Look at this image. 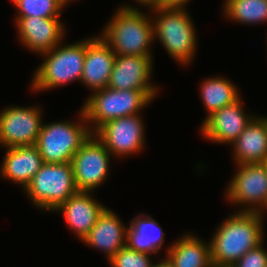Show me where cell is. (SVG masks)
<instances>
[{"mask_svg":"<svg viewBox=\"0 0 267 267\" xmlns=\"http://www.w3.org/2000/svg\"><path fill=\"white\" fill-rule=\"evenodd\" d=\"M224 12L236 22H267V0H226Z\"/></svg>","mask_w":267,"mask_h":267,"instance_id":"23","label":"cell"},{"mask_svg":"<svg viewBox=\"0 0 267 267\" xmlns=\"http://www.w3.org/2000/svg\"><path fill=\"white\" fill-rule=\"evenodd\" d=\"M237 267H267V252L262 243L247 251L236 263Z\"/></svg>","mask_w":267,"mask_h":267,"instance_id":"26","label":"cell"},{"mask_svg":"<svg viewBox=\"0 0 267 267\" xmlns=\"http://www.w3.org/2000/svg\"><path fill=\"white\" fill-rule=\"evenodd\" d=\"M238 99L215 111L202 124V133L207 139L218 143H233L254 118L245 115Z\"/></svg>","mask_w":267,"mask_h":267,"instance_id":"13","label":"cell"},{"mask_svg":"<svg viewBox=\"0 0 267 267\" xmlns=\"http://www.w3.org/2000/svg\"><path fill=\"white\" fill-rule=\"evenodd\" d=\"M43 164L36 145L7 148L0 173L25 188Z\"/></svg>","mask_w":267,"mask_h":267,"instance_id":"19","label":"cell"},{"mask_svg":"<svg viewBox=\"0 0 267 267\" xmlns=\"http://www.w3.org/2000/svg\"><path fill=\"white\" fill-rule=\"evenodd\" d=\"M110 154L94 133L75 152L71 164L78 191L90 192L105 181Z\"/></svg>","mask_w":267,"mask_h":267,"instance_id":"8","label":"cell"},{"mask_svg":"<svg viewBox=\"0 0 267 267\" xmlns=\"http://www.w3.org/2000/svg\"><path fill=\"white\" fill-rule=\"evenodd\" d=\"M212 267H237L235 264H212Z\"/></svg>","mask_w":267,"mask_h":267,"instance_id":"30","label":"cell"},{"mask_svg":"<svg viewBox=\"0 0 267 267\" xmlns=\"http://www.w3.org/2000/svg\"><path fill=\"white\" fill-rule=\"evenodd\" d=\"M21 41L32 51L44 53L60 45L64 27L58 18L17 17Z\"/></svg>","mask_w":267,"mask_h":267,"instance_id":"14","label":"cell"},{"mask_svg":"<svg viewBox=\"0 0 267 267\" xmlns=\"http://www.w3.org/2000/svg\"><path fill=\"white\" fill-rule=\"evenodd\" d=\"M232 144L237 165L266 163L267 117L253 118Z\"/></svg>","mask_w":267,"mask_h":267,"instance_id":"18","label":"cell"},{"mask_svg":"<svg viewBox=\"0 0 267 267\" xmlns=\"http://www.w3.org/2000/svg\"><path fill=\"white\" fill-rule=\"evenodd\" d=\"M87 128L68 121L42 125L35 145L43 162H71L75 152L93 133Z\"/></svg>","mask_w":267,"mask_h":267,"instance_id":"7","label":"cell"},{"mask_svg":"<svg viewBox=\"0 0 267 267\" xmlns=\"http://www.w3.org/2000/svg\"><path fill=\"white\" fill-rule=\"evenodd\" d=\"M116 54L101 38L86 40V55L80 81L93 89L101 90L108 87Z\"/></svg>","mask_w":267,"mask_h":267,"instance_id":"15","label":"cell"},{"mask_svg":"<svg viewBox=\"0 0 267 267\" xmlns=\"http://www.w3.org/2000/svg\"><path fill=\"white\" fill-rule=\"evenodd\" d=\"M101 38L116 55L150 56L153 22L137 8L121 7L106 25Z\"/></svg>","mask_w":267,"mask_h":267,"instance_id":"2","label":"cell"},{"mask_svg":"<svg viewBox=\"0 0 267 267\" xmlns=\"http://www.w3.org/2000/svg\"><path fill=\"white\" fill-rule=\"evenodd\" d=\"M143 129L141 118L133 114L110 120L93 132L110 153L120 156L143 148Z\"/></svg>","mask_w":267,"mask_h":267,"instance_id":"11","label":"cell"},{"mask_svg":"<svg viewBox=\"0 0 267 267\" xmlns=\"http://www.w3.org/2000/svg\"><path fill=\"white\" fill-rule=\"evenodd\" d=\"M153 96L147 90H115L106 87L97 90L81 109L82 121H93L97 130L106 122L127 115L139 113V109L146 106Z\"/></svg>","mask_w":267,"mask_h":267,"instance_id":"4","label":"cell"},{"mask_svg":"<svg viewBox=\"0 0 267 267\" xmlns=\"http://www.w3.org/2000/svg\"><path fill=\"white\" fill-rule=\"evenodd\" d=\"M38 108L10 107L0 112V144L6 148L35 145L42 127Z\"/></svg>","mask_w":267,"mask_h":267,"instance_id":"10","label":"cell"},{"mask_svg":"<svg viewBox=\"0 0 267 267\" xmlns=\"http://www.w3.org/2000/svg\"><path fill=\"white\" fill-rule=\"evenodd\" d=\"M126 237L127 229L122 225L117 215L106 208L82 241L105 251L108 260H110L126 245Z\"/></svg>","mask_w":267,"mask_h":267,"instance_id":"17","label":"cell"},{"mask_svg":"<svg viewBox=\"0 0 267 267\" xmlns=\"http://www.w3.org/2000/svg\"><path fill=\"white\" fill-rule=\"evenodd\" d=\"M261 212L230 216L217 230L210 244L212 264H235L247 251L263 242Z\"/></svg>","mask_w":267,"mask_h":267,"instance_id":"1","label":"cell"},{"mask_svg":"<svg viewBox=\"0 0 267 267\" xmlns=\"http://www.w3.org/2000/svg\"><path fill=\"white\" fill-rule=\"evenodd\" d=\"M151 59V56L116 55L108 87L115 90H147L155 97L156 87L149 83Z\"/></svg>","mask_w":267,"mask_h":267,"instance_id":"12","label":"cell"},{"mask_svg":"<svg viewBox=\"0 0 267 267\" xmlns=\"http://www.w3.org/2000/svg\"><path fill=\"white\" fill-rule=\"evenodd\" d=\"M238 167L239 171L227 190L229 201L254 205V208L247 207L243 212H261L260 208L267 209V164H240Z\"/></svg>","mask_w":267,"mask_h":267,"instance_id":"9","label":"cell"},{"mask_svg":"<svg viewBox=\"0 0 267 267\" xmlns=\"http://www.w3.org/2000/svg\"><path fill=\"white\" fill-rule=\"evenodd\" d=\"M167 259L173 267H212L210 244L184 235L168 249Z\"/></svg>","mask_w":267,"mask_h":267,"instance_id":"20","label":"cell"},{"mask_svg":"<svg viewBox=\"0 0 267 267\" xmlns=\"http://www.w3.org/2000/svg\"><path fill=\"white\" fill-rule=\"evenodd\" d=\"M150 255L134 251L125 245L110 260L112 267H151Z\"/></svg>","mask_w":267,"mask_h":267,"instance_id":"25","label":"cell"},{"mask_svg":"<svg viewBox=\"0 0 267 267\" xmlns=\"http://www.w3.org/2000/svg\"><path fill=\"white\" fill-rule=\"evenodd\" d=\"M13 3H14V5L16 6L20 1H22V0H11Z\"/></svg>","mask_w":267,"mask_h":267,"instance_id":"31","label":"cell"},{"mask_svg":"<svg viewBox=\"0 0 267 267\" xmlns=\"http://www.w3.org/2000/svg\"><path fill=\"white\" fill-rule=\"evenodd\" d=\"M16 7L17 17L58 18L64 5L62 0H22Z\"/></svg>","mask_w":267,"mask_h":267,"instance_id":"24","label":"cell"},{"mask_svg":"<svg viewBox=\"0 0 267 267\" xmlns=\"http://www.w3.org/2000/svg\"><path fill=\"white\" fill-rule=\"evenodd\" d=\"M238 89L229 80L216 77L205 80L201 86V96L208 116L222 107L228 106L238 100Z\"/></svg>","mask_w":267,"mask_h":267,"instance_id":"22","label":"cell"},{"mask_svg":"<svg viewBox=\"0 0 267 267\" xmlns=\"http://www.w3.org/2000/svg\"><path fill=\"white\" fill-rule=\"evenodd\" d=\"M57 47L59 45L42 53L47 57L34 75L33 90L52 89L75 79H81L86 55V40Z\"/></svg>","mask_w":267,"mask_h":267,"instance_id":"6","label":"cell"},{"mask_svg":"<svg viewBox=\"0 0 267 267\" xmlns=\"http://www.w3.org/2000/svg\"><path fill=\"white\" fill-rule=\"evenodd\" d=\"M189 0H160L161 5L183 7Z\"/></svg>","mask_w":267,"mask_h":267,"instance_id":"27","label":"cell"},{"mask_svg":"<svg viewBox=\"0 0 267 267\" xmlns=\"http://www.w3.org/2000/svg\"><path fill=\"white\" fill-rule=\"evenodd\" d=\"M151 267H173L172 264L169 262L167 258L164 260L160 261V263L152 264Z\"/></svg>","mask_w":267,"mask_h":267,"instance_id":"29","label":"cell"},{"mask_svg":"<svg viewBox=\"0 0 267 267\" xmlns=\"http://www.w3.org/2000/svg\"><path fill=\"white\" fill-rule=\"evenodd\" d=\"M136 1H138V2H140L141 4H145V6L147 5V6H149V7H154V6H156V5H158V4H160V0H136Z\"/></svg>","mask_w":267,"mask_h":267,"instance_id":"28","label":"cell"},{"mask_svg":"<svg viewBox=\"0 0 267 267\" xmlns=\"http://www.w3.org/2000/svg\"><path fill=\"white\" fill-rule=\"evenodd\" d=\"M158 17L153 24L154 37H158L168 53L181 64L189 63L195 54L196 36L193 22L184 7L158 4L152 7Z\"/></svg>","mask_w":267,"mask_h":267,"instance_id":"3","label":"cell"},{"mask_svg":"<svg viewBox=\"0 0 267 267\" xmlns=\"http://www.w3.org/2000/svg\"><path fill=\"white\" fill-rule=\"evenodd\" d=\"M137 219V220H136ZM134 220V221H133ZM127 227L126 245L141 253H155L163 244L164 234L152 217H135Z\"/></svg>","mask_w":267,"mask_h":267,"instance_id":"21","label":"cell"},{"mask_svg":"<svg viewBox=\"0 0 267 267\" xmlns=\"http://www.w3.org/2000/svg\"><path fill=\"white\" fill-rule=\"evenodd\" d=\"M70 0H63V5L67 4Z\"/></svg>","mask_w":267,"mask_h":267,"instance_id":"32","label":"cell"},{"mask_svg":"<svg viewBox=\"0 0 267 267\" xmlns=\"http://www.w3.org/2000/svg\"><path fill=\"white\" fill-rule=\"evenodd\" d=\"M88 193L78 191L56 209L64 213L68 226L78 234L77 236L81 240L88 235L96 224L98 217L106 209V207L92 199Z\"/></svg>","mask_w":267,"mask_h":267,"instance_id":"16","label":"cell"},{"mask_svg":"<svg viewBox=\"0 0 267 267\" xmlns=\"http://www.w3.org/2000/svg\"><path fill=\"white\" fill-rule=\"evenodd\" d=\"M24 190L39 208L56 211L78 192L71 162L44 163Z\"/></svg>","mask_w":267,"mask_h":267,"instance_id":"5","label":"cell"}]
</instances>
